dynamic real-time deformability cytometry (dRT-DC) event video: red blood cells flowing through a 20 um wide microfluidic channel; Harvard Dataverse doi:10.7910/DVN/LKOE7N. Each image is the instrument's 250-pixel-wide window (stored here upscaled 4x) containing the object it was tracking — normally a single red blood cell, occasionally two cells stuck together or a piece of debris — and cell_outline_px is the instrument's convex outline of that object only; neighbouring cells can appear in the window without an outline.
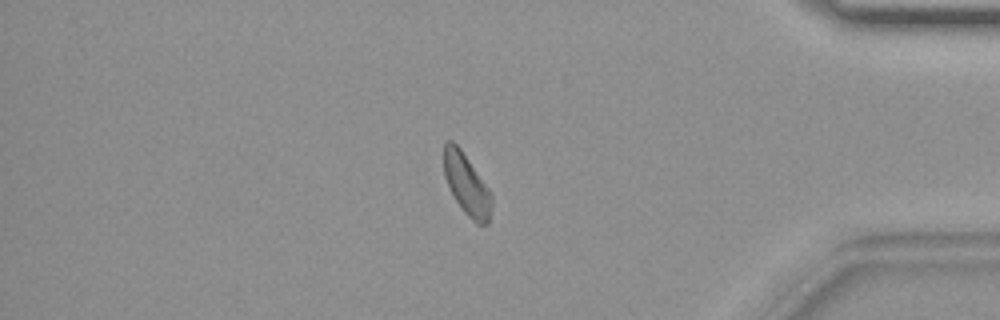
{"species": "common noctule bat (a hibernating species)", "species_latin": "Nyctalus noctula", "temperature_condition": "warm", "stored_images_in_passage": 43, "camera_frame_rate_fps": 3000, "um_per_image_px": 0.085, "animal": {"sex": "female", "body_mass_g": 19.9}, "frame": {"image": 1, "passage_image": 37, "time_ms": 12.0, "image_size_px": [1000, 320], "cell_outline_px": [[492, 204], [488, 224], [476, 224], [464, 212], [456, 200], [444, 176], [444, 144], [448, 140], [452, 140], [460, 148], [492, 192]], "centroid_in_image_um": [39.69, 15.69], "position_along_channel_um": 395.5, "area_um2": 16.94}}